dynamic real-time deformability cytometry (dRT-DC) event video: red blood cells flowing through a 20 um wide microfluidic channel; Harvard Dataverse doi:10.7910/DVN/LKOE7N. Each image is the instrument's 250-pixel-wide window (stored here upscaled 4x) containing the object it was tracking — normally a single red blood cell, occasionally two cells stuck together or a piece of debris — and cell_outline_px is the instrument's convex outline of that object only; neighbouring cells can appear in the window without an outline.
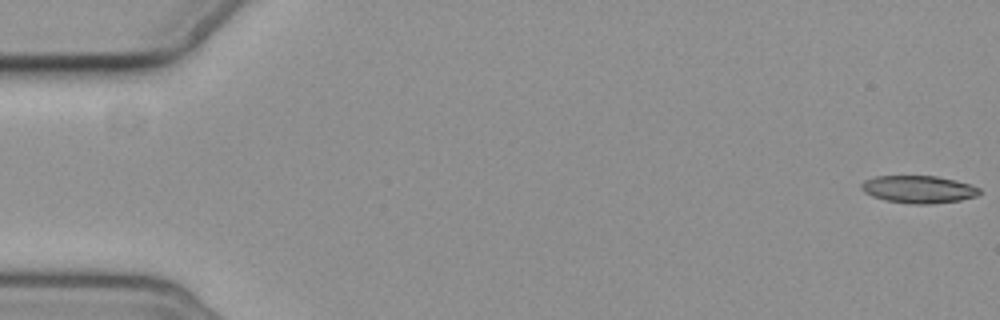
{"species": "common noctule bat (a hibernating species)", "species_latin": "Nyctalus noctula", "temperature_condition": "cold", "stored_images_in_passage": 3, "camera_frame_rate_fps": 3000, "um_per_image_px": 0.085, "animal": {"sex": "female", "body_mass_g": 19.3, "forearm_length_mm": 54.1}, "frame": {"image": 1, "passage_image": 1, "time_ms": 0.0, "image_size_px": [1000, 320], "cell_outline_px": [[980, 192], [976, 196], [960, 200], [932, 204], [912, 204], [884, 200], [872, 196], [864, 192], [860, 188], [860, 184], [864, 180], [876, 176], [936, 176], [956, 180], [972, 184], [980, 188]], "centroid_in_image_um": [78.07, 16.09], "position_along_channel_um": 6.9, "area_um2": 19.07}}